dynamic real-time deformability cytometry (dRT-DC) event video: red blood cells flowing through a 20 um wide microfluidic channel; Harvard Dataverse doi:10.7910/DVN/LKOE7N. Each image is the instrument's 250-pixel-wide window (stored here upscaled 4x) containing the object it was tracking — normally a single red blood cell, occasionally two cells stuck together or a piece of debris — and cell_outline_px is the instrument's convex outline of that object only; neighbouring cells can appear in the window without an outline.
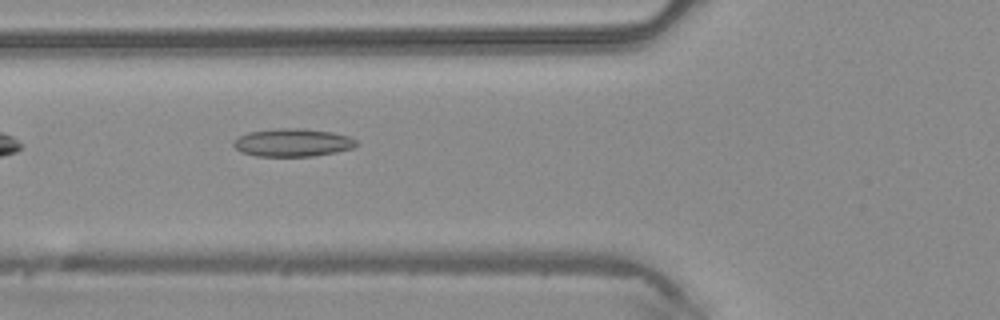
{"species": "common noctule bat (a hibernating species)", "species_latin": "Nyctalus noctula", "temperature_condition": "warm", "stored_images_in_passage": 32, "camera_frame_rate_fps": 3000, "um_per_image_px": 0.085, "animal": {"sex": "male", "body_mass_g": 20.4}, "frame": {"image": 1, "passage_image": 5, "time_ms": 1.333, "image_size_px": [1000, 320], "cell_outline_px": [[360, 144], [352, 148], [336, 152], [312, 156], [256, 156], [240, 152], [232, 144], [240, 136], [248, 132], [280, 128], [304, 128], [332, 132], [348, 136], [356, 140]], "centroid_in_image_um": [24.9, 12.12], "position_along_channel_um": 100.9, "area_um2": 20.0}}
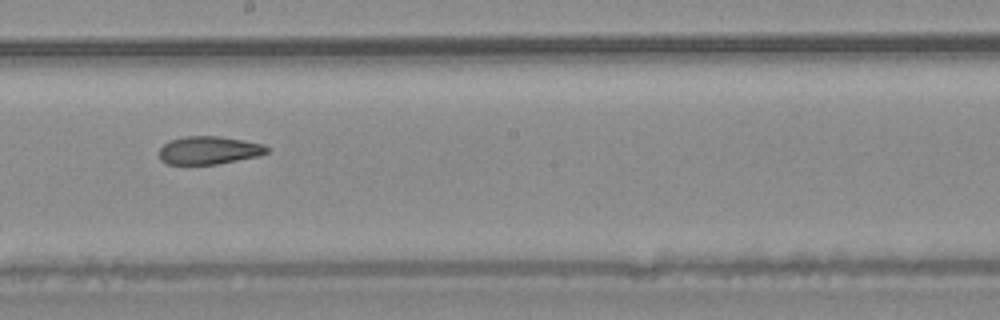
{"frame": {"image": 2, "passage_image": 14, "time_ms": 4.333, "image_size_px": [1000, 320], "cell_outline_px": [[268, 152], [260, 156], [216, 164], [168, 164], [160, 160], [160, 148], [168, 140], [184, 136], [220, 136], [244, 140], [264, 144], [268, 148]], "centroid_in_image_um": [17.76, 12.76], "position_along_channel_um": 230.4, "area_um2": 17.69}}